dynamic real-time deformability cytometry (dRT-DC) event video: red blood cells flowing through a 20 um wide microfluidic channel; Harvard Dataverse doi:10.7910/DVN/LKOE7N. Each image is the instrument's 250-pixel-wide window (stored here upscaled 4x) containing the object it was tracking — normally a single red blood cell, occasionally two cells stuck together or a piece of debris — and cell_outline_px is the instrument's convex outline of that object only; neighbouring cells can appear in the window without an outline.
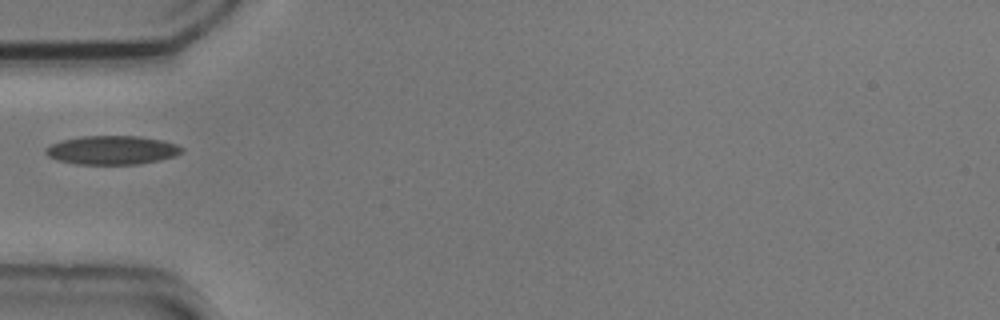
{"species": "common noctule bat (a hibernating species)", "species_latin": "Nyctalus noctula", "temperature_condition": "cold", "stored_images_in_passage": 6, "camera_frame_rate_fps": 3000, "um_per_image_px": 0.085, "animal": {"sex": "male", "body_mass_g": 20.5, "forearm_length_mm": 52.5}, "frame": {"image": 1, "passage_image": 6, "time_ms": 1.667, "image_size_px": [1000, 320], "cell_outline_px": [[184, 152], [176, 156], [160, 160], [136, 164], [76, 164], [56, 160], [48, 156], [44, 152], [44, 148], [60, 140], [80, 136], [136, 136], [164, 140], [176, 144], [184, 148]], "centroid_in_image_um": [9.52, 12.76], "position_along_channel_um": 75.5, "area_um2": 23.06}}